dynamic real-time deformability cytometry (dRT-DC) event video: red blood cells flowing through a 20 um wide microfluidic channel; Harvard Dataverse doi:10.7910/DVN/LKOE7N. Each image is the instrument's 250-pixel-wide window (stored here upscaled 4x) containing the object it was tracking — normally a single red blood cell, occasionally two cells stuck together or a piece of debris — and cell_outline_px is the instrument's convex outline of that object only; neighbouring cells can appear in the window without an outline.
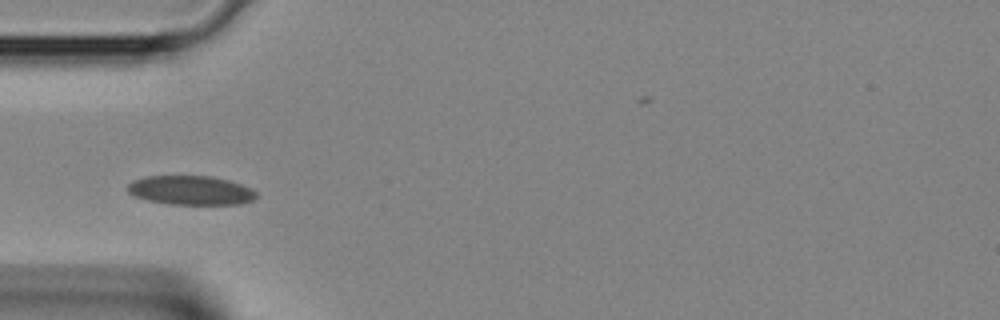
{"species": "Egyptian fruit bat (a non-hibernating species)", "species_latin": "Rousettus aegyptiacus", "temperature_condition": "room temperature", "stored_images_in_passage": 37, "camera_frame_rate_fps": 3000, "um_per_image_px": 0.085, "animal": {"sex": "female"}, "frame": {"image": 1, "passage_image": 8, "time_ms": 2.333, "image_size_px": [1000, 320], "cell_outline_px": [[256, 196], [252, 200], [240, 204], [168, 204], [148, 200], [132, 196], [128, 192], [128, 184], [132, 180], [144, 176], [212, 176], [228, 180], [252, 188], [256, 192]], "centroid_in_image_um": [16.18, 16.17], "position_along_channel_um": 68.8, "area_um2": 21.91}}
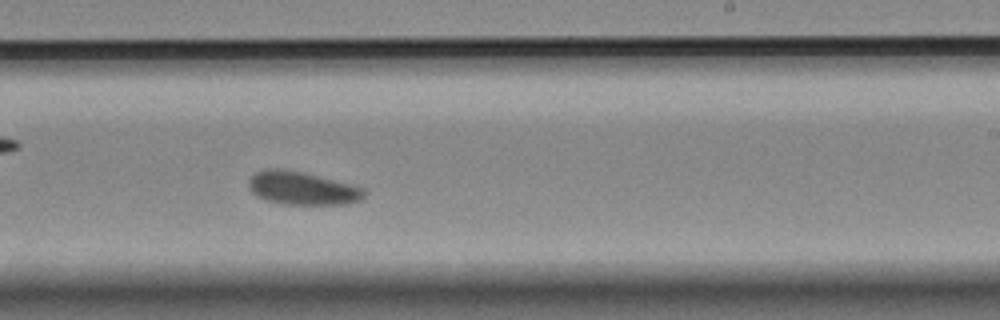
{"frame": {"image": 2, "passage_image": 20, "time_ms": 6.333, "image_size_px": [1000, 320], "cell_outline_px": [[364, 196], [360, 200], [348, 204], [284, 204], [268, 200], [256, 196], [248, 188], [248, 180], [256, 172], [264, 168], [280, 168], [304, 172], [352, 184], [364, 188]], "centroid_in_image_um": [25.67, 15.98], "position_along_channel_um": 263.3, "area_um2": 22.43}}
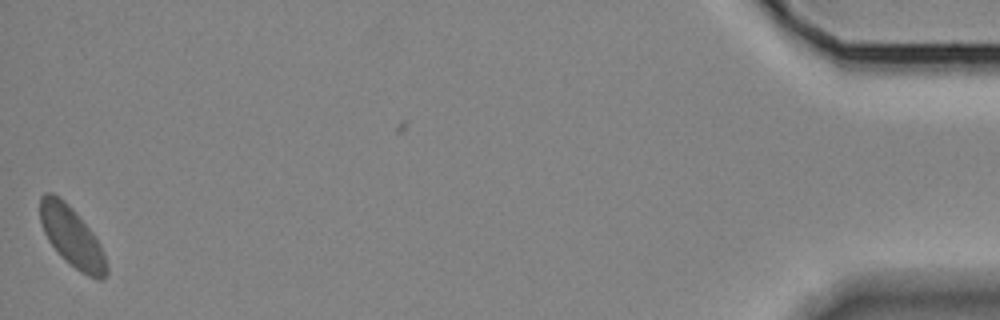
{"frame": {"image": 3, "passage_image": 36, "time_ms": 11.667, "image_size_px": [1000, 320], "cell_outline_px": [[108, 272], [104, 280], [96, 280], [80, 272], [48, 240], [44, 232], [40, 220], [40, 196], [44, 192], [52, 192], [64, 200], [72, 208], [96, 236], [100, 244], [108, 264]], "centroid_in_image_um": [6.14, 20.12], "position_along_channel_um": 429.1, "area_um2": 23.0}}